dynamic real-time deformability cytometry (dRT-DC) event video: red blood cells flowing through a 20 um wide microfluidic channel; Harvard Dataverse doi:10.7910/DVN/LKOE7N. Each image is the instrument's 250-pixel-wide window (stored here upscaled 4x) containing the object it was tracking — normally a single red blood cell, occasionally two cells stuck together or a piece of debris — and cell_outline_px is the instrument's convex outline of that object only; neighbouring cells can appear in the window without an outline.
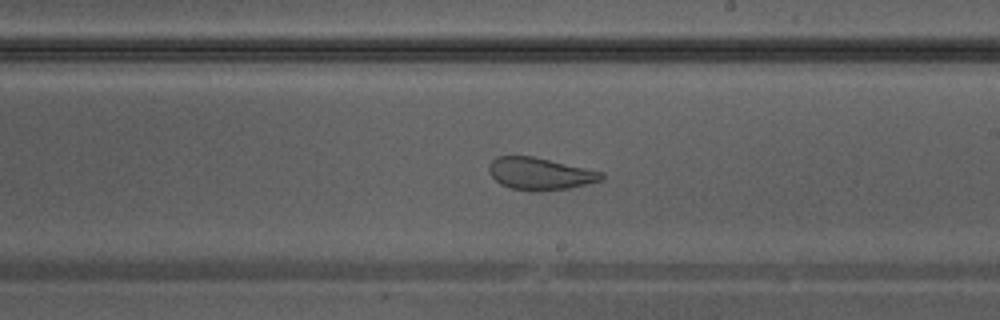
{"species": "Egyptian fruit bat (a non-hibernating species)", "species_latin": "Rousettus aegyptiacus", "temperature_condition": "warm", "stored_images_in_passage": 33, "camera_frame_rate_fps": 3000, "um_per_image_px": 0.085, "animal": {"sex": "male"}, "frame": {"image": 1, "passage_image": 15, "time_ms": 4.667, "image_size_px": [1000, 320], "cell_outline_px": [[604, 180], [568, 188], [540, 192], [532, 192], [512, 188], [500, 184], [492, 176], [488, 168], [492, 160], [496, 156], [532, 156], [604, 172]], "centroid_in_image_um": [45.91, 14.78], "position_along_channel_um": 243.1, "area_um2": 21.15}}